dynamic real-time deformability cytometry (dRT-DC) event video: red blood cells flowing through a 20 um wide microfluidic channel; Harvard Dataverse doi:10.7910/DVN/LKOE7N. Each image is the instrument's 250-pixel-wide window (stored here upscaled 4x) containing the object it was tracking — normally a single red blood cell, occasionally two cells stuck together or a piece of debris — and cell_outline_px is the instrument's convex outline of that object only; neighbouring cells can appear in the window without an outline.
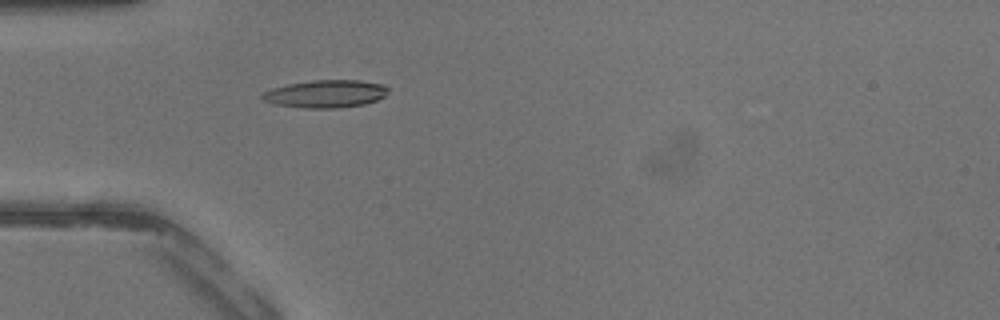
{"species": "common noctule bat (a hibernating species)", "species_latin": "Nyctalus noctula", "temperature_condition": "warm", "stored_images_in_passage": 41, "camera_frame_rate_fps": 3000, "um_per_image_px": 0.085, "animal": {"sex": "male", "body_mass_g": 13.3}, "frame": {"image": 1, "passage_image": 13, "time_ms": 4.0, "image_size_px": [1000, 320], "cell_outline_px": [[388, 92], [384, 96], [376, 100], [364, 104], [336, 108], [304, 108], [272, 104], [264, 100], [260, 96], [264, 92], [272, 88], [288, 84], [312, 80], [360, 80], [384, 84], [388, 88]], "centroid_in_image_um": [27.67, 7.97], "position_along_channel_um": 57.3, "area_um2": 20.35}}
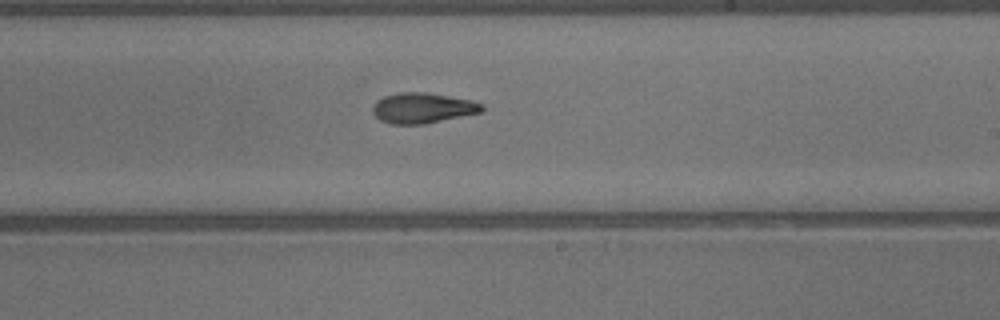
{"frame": {"image": 2, "passage_image": 25, "time_ms": 8.0, "image_size_px": [1000, 320], "cell_outline_px": [[484, 108], [480, 112], [424, 124], [392, 124], [380, 120], [372, 112], [372, 108], [376, 100], [384, 96], [400, 92], [428, 92], [472, 100], [484, 104]], "centroid_in_image_um": [35.91, 9.17], "position_along_channel_um": 253.1, "area_um2": 19.36}}
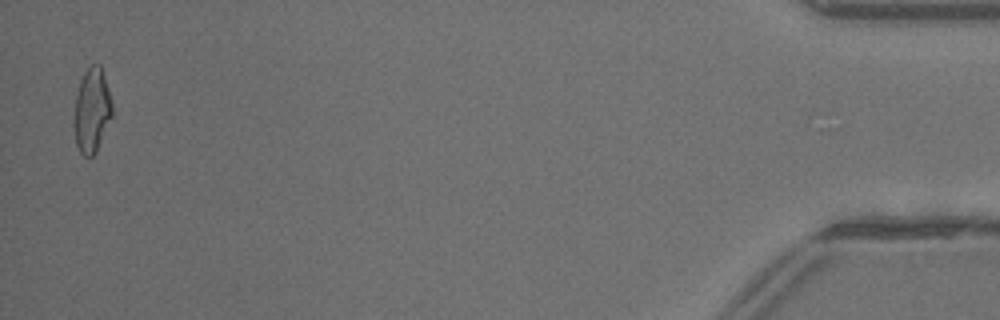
{"frame": {"image": 3, "passage_image": 41, "time_ms": 13.333, "image_size_px": [1000, 320], "cell_outline_px": [[112, 116], [96, 152], [92, 156], [84, 156], [80, 152], [76, 144], [72, 124], [72, 120], [76, 96], [80, 80], [84, 72], [92, 64], [100, 64], [112, 100]], "centroid_in_image_um": [7.78, 9.4], "position_along_channel_um": 427.4, "area_um2": 18.96}}